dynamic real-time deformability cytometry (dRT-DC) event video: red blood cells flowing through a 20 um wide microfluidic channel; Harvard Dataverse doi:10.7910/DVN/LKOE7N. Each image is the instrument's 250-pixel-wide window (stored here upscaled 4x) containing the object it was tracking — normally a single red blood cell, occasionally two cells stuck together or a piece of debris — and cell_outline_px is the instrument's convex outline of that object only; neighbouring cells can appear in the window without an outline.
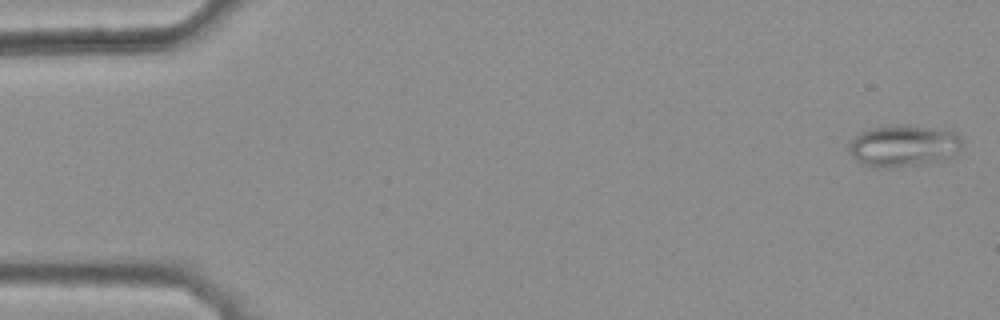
{"species": "common noctule bat (a hibernating species)", "species_latin": "Nyctalus noctula", "temperature_condition": "warm", "stored_images_in_passage": 46, "camera_frame_rate_fps": 3000, "um_per_image_px": 0.085, "animal": {"sex": "female", "body_mass_g": 25.1}, "frame": {"image": 1, "passage_image": 1, "time_ms": 0.0, "image_size_px": [1000, 320], "cell_outline_px": [[964, 144], [952, 156], [940, 160], [888, 168], [880, 168], [864, 164], [856, 160], [852, 156], [848, 148], [852, 140], [860, 132], [872, 128], [904, 124], [952, 132], [960, 136]], "centroid_in_image_um": [76.78, 12.39], "position_along_channel_um": 8.2, "area_um2": 26.93}}
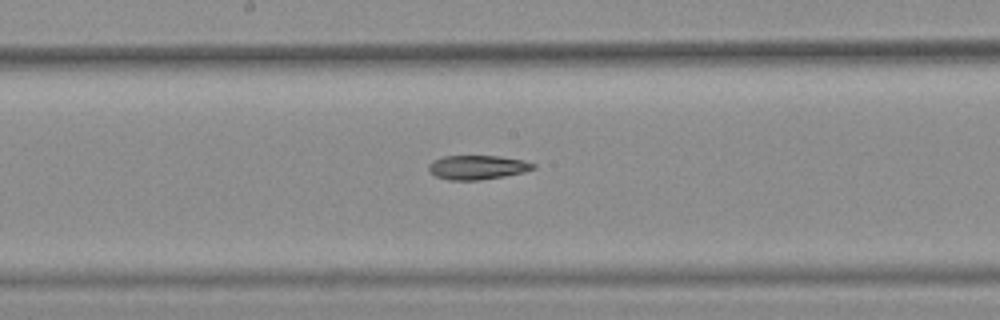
{"frame": {"image": 2, "passage_image": 27, "time_ms": 8.667, "image_size_px": [1000, 320], "cell_outline_px": [[536, 168], [524, 172], [504, 176], [480, 180], [448, 180], [436, 176], [428, 168], [428, 164], [432, 160], [444, 156], [500, 156], [524, 160], [536, 164]], "centroid_in_image_um": [40.6, 14.22], "position_along_channel_um": 207.6, "area_um2": 14.8}}
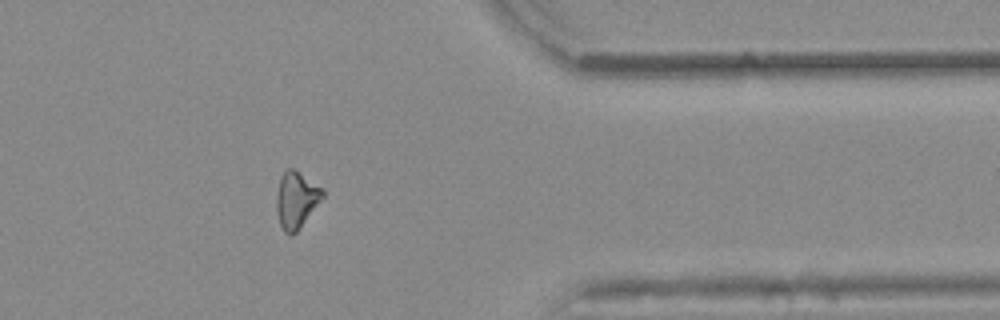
{"frame": {"image": 3, "passage_image": 42, "time_ms": 13.667, "image_size_px": [1000, 320], "cell_outline_px": [[324, 196], [296, 232], [284, 232], [280, 224], [276, 212], [276, 196], [280, 176], [288, 168], [292, 168], [324, 188]], "centroid_in_image_um": [25.17, 16.95], "position_along_channel_um": 386.2, "area_um2": 14.97}}